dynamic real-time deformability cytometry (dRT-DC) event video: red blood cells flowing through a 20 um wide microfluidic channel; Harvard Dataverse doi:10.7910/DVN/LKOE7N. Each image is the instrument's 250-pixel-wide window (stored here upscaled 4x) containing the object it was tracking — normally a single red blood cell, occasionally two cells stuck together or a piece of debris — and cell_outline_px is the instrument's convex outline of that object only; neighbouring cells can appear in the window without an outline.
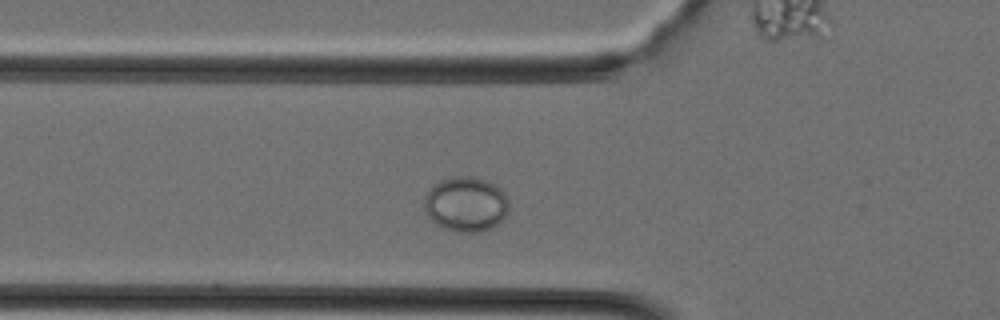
{"species": "Egyptian fruit bat (a non-hibernating species)", "species_latin": "Rousettus aegyptiacus", "temperature_condition": "cold", "stored_images_in_passage": 30, "camera_frame_rate_fps": 3000, "um_per_image_px": 0.085, "animal": {"sex": "female"}, "frame": {"image": 1, "passage_image": 4, "time_ms": 1.0, "image_size_px": [1000, 320], "cell_outline_px": [[508, 212], [504, 220], [492, 228], [480, 232], [456, 232], [444, 228], [436, 224], [428, 216], [424, 208], [424, 196], [440, 180], [452, 176], [476, 176], [488, 180], [496, 184], [504, 192], [508, 200]], "centroid_in_image_um": [39.64, 17.35], "position_along_channel_um": 86.2, "area_um2": 27.51}}
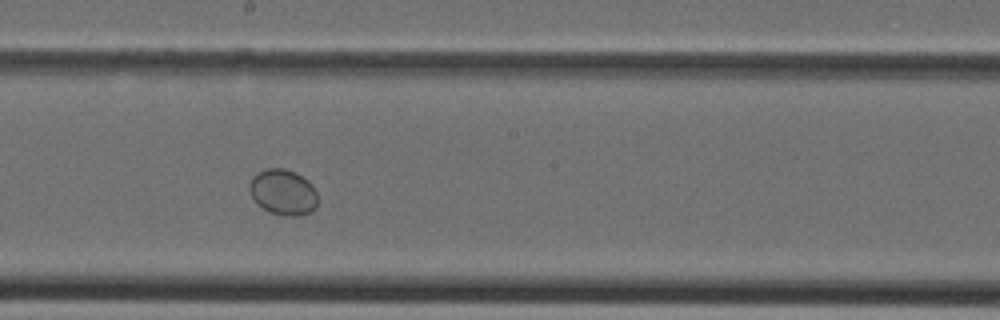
{"frame": {"image": 2, "passage_image": 12, "time_ms": 3.667, "image_size_px": [1000, 320], "cell_outline_px": [[316, 208], [312, 212], [296, 216], [284, 216], [272, 212], [256, 204], [248, 188], [248, 184], [252, 176], [268, 168], [284, 168], [296, 172], [308, 180], [312, 184], [316, 192]], "centroid_in_image_um": [24.06, 16.33], "position_along_channel_um": 224.1, "area_um2": 18.26}}
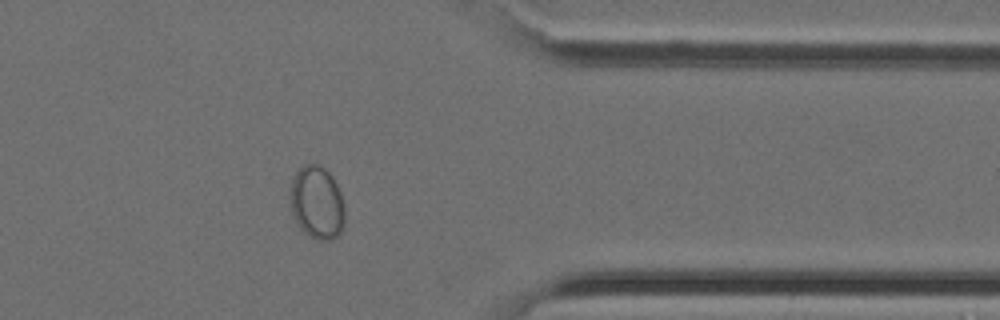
{"frame": {"image": 3, "passage_image": 22, "time_ms": 7.0, "image_size_px": [1000, 320], "cell_outline_px": [[344, 228], [332, 240], [316, 240], [308, 236], [296, 224], [292, 212], [292, 180], [296, 172], [304, 164], [316, 164], [324, 168], [332, 176], [340, 192], [344, 204]], "centroid_in_image_um": [26.96, 17.26], "position_along_channel_um": 384.4, "area_um2": 23.12}}